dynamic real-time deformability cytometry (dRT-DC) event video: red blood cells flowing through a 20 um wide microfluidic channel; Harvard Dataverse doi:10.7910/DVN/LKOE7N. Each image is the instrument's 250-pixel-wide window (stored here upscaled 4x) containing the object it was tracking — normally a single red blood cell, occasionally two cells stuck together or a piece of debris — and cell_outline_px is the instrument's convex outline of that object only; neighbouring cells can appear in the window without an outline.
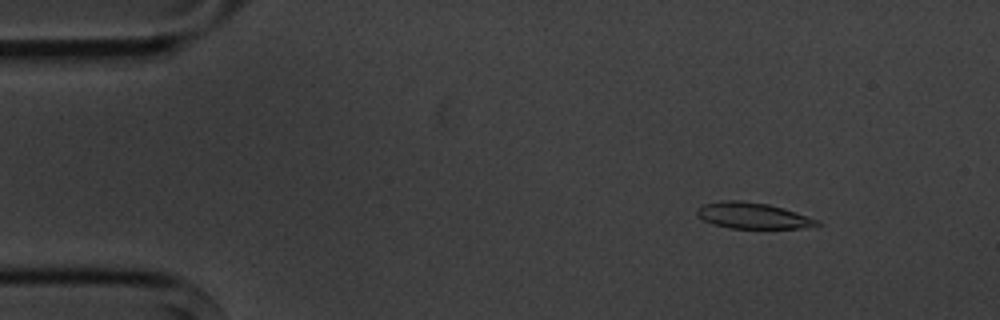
{"species": "common noctule bat (a hibernating species)", "species_latin": "Nyctalus noctula", "temperature_condition": "cold", "stored_images_in_passage": 5, "camera_frame_rate_fps": 3000, "um_per_image_px": 0.085, "animal": {"sex": "male", "body_mass_g": 20.1, "forearm_length_mm": 53.5}, "frame": {"image": 1, "passage_image": 2, "time_ms": 1.0, "image_size_px": [1000, 320], "cell_outline_px": [[820, 224], [800, 228], [728, 228], [712, 224], [704, 220], [696, 212], [696, 208], [704, 204], [720, 200], [740, 200], [768, 204], [784, 208], [820, 220]], "centroid_in_image_um": [63.96, 18.32], "position_along_channel_um": 21.0, "area_um2": 18.21}}
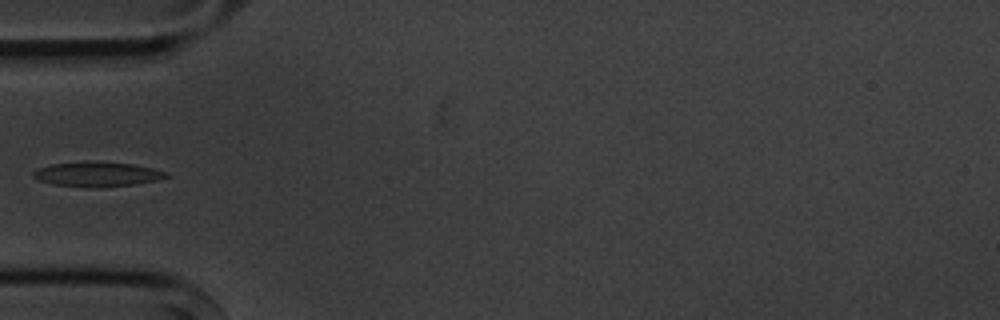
{"frame": {"image": 2, "passage_image": 5, "time_ms": 4.667, "image_size_px": [1000, 320], "cell_outline_px": [[172, 176], [156, 180], [136, 184], [100, 188], [88, 188], [52, 184], [40, 180], [32, 176], [32, 172], [40, 168], [52, 164], [84, 160], [132, 164], [152, 168], [168, 172]], "centroid_in_image_um": [8.28, 14.81], "position_along_channel_um": 76.7, "area_um2": 19.48}}